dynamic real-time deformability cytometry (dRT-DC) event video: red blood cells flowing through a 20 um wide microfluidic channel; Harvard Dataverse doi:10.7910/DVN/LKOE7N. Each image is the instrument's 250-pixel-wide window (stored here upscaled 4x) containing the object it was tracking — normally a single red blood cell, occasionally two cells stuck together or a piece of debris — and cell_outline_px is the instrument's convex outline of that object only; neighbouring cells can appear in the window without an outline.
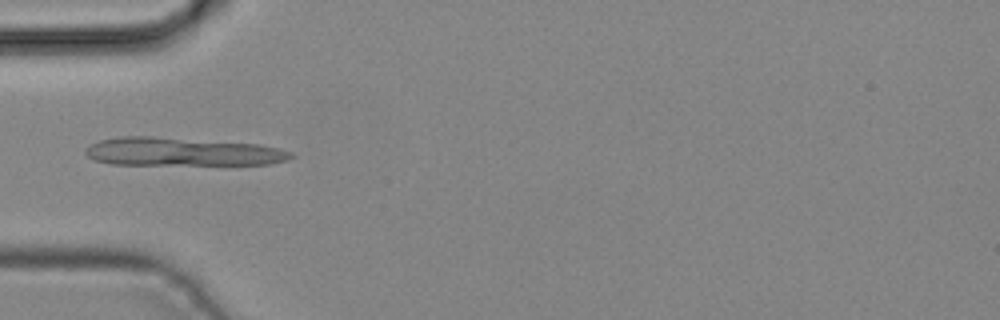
{"species": "common noctule bat (a hibernating species)", "species_latin": "Nyctalus noctula", "temperature_condition": "cold", "stored_images_in_passage": 3, "camera_frame_rate_fps": 3000, "um_per_image_px": 0.085, "animal": {"sex": "male", "body_mass_g": 19.2, "forearm_length_mm": 51.8}, "frame": {"image": 1, "passage_image": 2, "time_ms": 0.333, "image_size_px": [1000, 320], "cell_outline_px": [[296, 156], [288, 160], [272, 164], [112, 164], [96, 160], [88, 156], [84, 152], [84, 148], [100, 140], [120, 136], [152, 136], [260, 144], [280, 148], [292, 152]], "centroid_in_image_um": [15.52, 12.89], "position_along_channel_um": 69.5, "area_um2": 33.93}}